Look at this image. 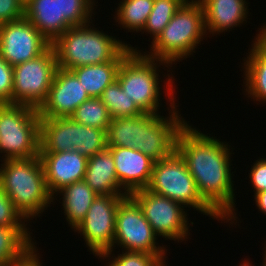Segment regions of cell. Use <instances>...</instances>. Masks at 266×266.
I'll return each instance as SVG.
<instances>
[{
  "mask_svg": "<svg viewBox=\"0 0 266 266\" xmlns=\"http://www.w3.org/2000/svg\"><path fill=\"white\" fill-rule=\"evenodd\" d=\"M187 122L179 131L176 151L186 163L201 198L225 221L237 223L230 145ZM235 213V214H234ZM233 220V221H232Z\"/></svg>",
  "mask_w": 266,
  "mask_h": 266,
  "instance_id": "cell-1",
  "label": "cell"
},
{
  "mask_svg": "<svg viewBox=\"0 0 266 266\" xmlns=\"http://www.w3.org/2000/svg\"><path fill=\"white\" fill-rule=\"evenodd\" d=\"M0 160L3 162L0 166L3 192L27 223L37 215L40 217L55 198L47 188L39 156Z\"/></svg>",
  "mask_w": 266,
  "mask_h": 266,
  "instance_id": "cell-2",
  "label": "cell"
},
{
  "mask_svg": "<svg viewBox=\"0 0 266 266\" xmlns=\"http://www.w3.org/2000/svg\"><path fill=\"white\" fill-rule=\"evenodd\" d=\"M91 24L73 26L51 44L58 68L71 70L113 61L127 47L124 41L97 30Z\"/></svg>",
  "mask_w": 266,
  "mask_h": 266,
  "instance_id": "cell-3",
  "label": "cell"
},
{
  "mask_svg": "<svg viewBox=\"0 0 266 266\" xmlns=\"http://www.w3.org/2000/svg\"><path fill=\"white\" fill-rule=\"evenodd\" d=\"M206 34L202 5L198 0H186L168 25L152 41L147 57L162 60L172 66L195 53ZM148 52V53H147ZM175 62V63H174Z\"/></svg>",
  "mask_w": 266,
  "mask_h": 266,
  "instance_id": "cell-4",
  "label": "cell"
},
{
  "mask_svg": "<svg viewBox=\"0 0 266 266\" xmlns=\"http://www.w3.org/2000/svg\"><path fill=\"white\" fill-rule=\"evenodd\" d=\"M40 120L37 108L0 103V153H3V160L39 156Z\"/></svg>",
  "mask_w": 266,
  "mask_h": 266,
  "instance_id": "cell-5",
  "label": "cell"
},
{
  "mask_svg": "<svg viewBox=\"0 0 266 266\" xmlns=\"http://www.w3.org/2000/svg\"><path fill=\"white\" fill-rule=\"evenodd\" d=\"M153 193L191 207L212 219L224 221L200 196L196 182L181 155L175 150L171 155L154 162L150 183Z\"/></svg>",
  "mask_w": 266,
  "mask_h": 266,
  "instance_id": "cell-6",
  "label": "cell"
},
{
  "mask_svg": "<svg viewBox=\"0 0 266 266\" xmlns=\"http://www.w3.org/2000/svg\"><path fill=\"white\" fill-rule=\"evenodd\" d=\"M156 62V63H155ZM168 68L170 64L147 57L143 52H130L121 62L116 80L122 90L131 98L143 113H161L159 87L160 65ZM159 71V72H158ZM160 104V105H159ZM159 107V108H158Z\"/></svg>",
  "mask_w": 266,
  "mask_h": 266,
  "instance_id": "cell-7",
  "label": "cell"
},
{
  "mask_svg": "<svg viewBox=\"0 0 266 266\" xmlns=\"http://www.w3.org/2000/svg\"><path fill=\"white\" fill-rule=\"evenodd\" d=\"M167 74L165 87L167 99L171 109L168 108L169 116H160L159 113L152 114L141 125L140 143L136 145V149L141 151L146 156L153 159L155 162L167 158L176 150V141L179 131L187 123L181 114L178 113L175 103L174 78ZM171 113V114H170ZM180 114V115H179Z\"/></svg>",
  "mask_w": 266,
  "mask_h": 266,
  "instance_id": "cell-8",
  "label": "cell"
},
{
  "mask_svg": "<svg viewBox=\"0 0 266 266\" xmlns=\"http://www.w3.org/2000/svg\"><path fill=\"white\" fill-rule=\"evenodd\" d=\"M57 68L52 45L36 58L14 66L12 104L38 109L47 98Z\"/></svg>",
  "mask_w": 266,
  "mask_h": 266,
  "instance_id": "cell-9",
  "label": "cell"
},
{
  "mask_svg": "<svg viewBox=\"0 0 266 266\" xmlns=\"http://www.w3.org/2000/svg\"><path fill=\"white\" fill-rule=\"evenodd\" d=\"M126 196L129 194L98 195L85 218L73 229L83 236L88 249L95 257L110 260L114 251L116 213L119 203Z\"/></svg>",
  "mask_w": 266,
  "mask_h": 266,
  "instance_id": "cell-10",
  "label": "cell"
},
{
  "mask_svg": "<svg viewBox=\"0 0 266 266\" xmlns=\"http://www.w3.org/2000/svg\"><path fill=\"white\" fill-rule=\"evenodd\" d=\"M130 196L140 206L146 220L157 236L165 240L186 241L190 235L187 211L179 202L156 194L147 188L139 189Z\"/></svg>",
  "mask_w": 266,
  "mask_h": 266,
  "instance_id": "cell-11",
  "label": "cell"
},
{
  "mask_svg": "<svg viewBox=\"0 0 266 266\" xmlns=\"http://www.w3.org/2000/svg\"><path fill=\"white\" fill-rule=\"evenodd\" d=\"M157 237L137 202L126 196L116 213L114 247L117 244L126 251L166 254L168 249L158 245Z\"/></svg>",
  "mask_w": 266,
  "mask_h": 266,
  "instance_id": "cell-12",
  "label": "cell"
},
{
  "mask_svg": "<svg viewBox=\"0 0 266 266\" xmlns=\"http://www.w3.org/2000/svg\"><path fill=\"white\" fill-rule=\"evenodd\" d=\"M50 45L25 17L0 25V57L12 67L36 58Z\"/></svg>",
  "mask_w": 266,
  "mask_h": 266,
  "instance_id": "cell-13",
  "label": "cell"
},
{
  "mask_svg": "<svg viewBox=\"0 0 266 266\" xmlns=\"http://www.w3.org/2000/svg\"><path fill=\"white\" fill-rule=\"evenodd\" d=\"M89 98L70 70L57 68L47 98L37 109L38 114L40 118L70 117Z\"/></svg>",
  "mask_w": 266,
  "mask_h": 266,
  "instance_id": "cell-14",
  "label": "cell"
},
{
  "mask_svg": "<svg viewBox=\"0 0 266 266\" xmlns=\"http://www.w3.org/2000/svg\"><path fill=\"white\" fill-rule=\"evenodd\" d=\"M46 185L53 196L63 187L84 180L88 158L78 151L39 152Z\"/></svg>",
  "mask_w": 266,
  "mask_h": 266,
  "instance_id": "cell-15",
  "label": "cell"
},
{
  "mask_svg": "<svg viewBox=\"0 0 266 266\" xmlns=\"http://www.w3.org/2000/svg\"><path fill=\"white\" fill-rule=\"evenodd\" d=\"M113 155L120 186L130 195L147 188L153 171L154 160L133 148L107 147Z\"/></svg>",
  "mask_w": 266,
  "mask_h": 266,
  "instance_id": "cell-16",
  "label": "cell"
},
{
  "mask_svg": "<svg viewBox=\"0 0 266 266\" xmlns=\"http://www.w3.org/2000/svg\"><path fill=\"white\" fill-rule=\"evenodd\" d=\"M203 8L206 34L230 31L247 21L246 0H198ZM226 30V31H225Z\"/></svg>",
  "mask_w": 266,
  "mask_h": 266,
  "instance_id": "cell-17",
  "label": "cell"
},
{
  "mask_svg": "<svg viewBox=\"0 0 266 266\" xmlns=\"http://www.w3.org/2000/svg\"><path fill=\"white\" fill-rule=\"evenodd\" d=\"M84 181L97 195L128 194L120 186L108 148L88 158Z\"/></svg>",
  "mask_w": 266,
  "mask_h": 266,
  "instance_id": "cell-18",
  "label": "cell"
},
{
  "mask_svg": "<svg viewBox=\"0 0 266 266\" xmlns=\"http://www.w3.org/2000/svg\"><path fill=\"white\" fill-rule=\"evenodd\" d=\"M130 44L113 60L103 64H94L73 68L70 71L86 89L90 97L99 98L105 88L112 84L117 77V72L122 60L130 52H140Z\"/></svg>",
  "mask_w": 266,
  "mask_h": 266,
  "instance_id": "cell-19",
  "label": "cell"
},
{
  "mask_svg": "<svg viewBox=\"0 0 266 266\" xmlns=\"http://www.w3.org/2000/svg\"><path fill=\"white\" fill-rule=\"evenodd\" d=\"M24 17L52 44L72 26L59 18L57 0H30L24 6Z\"/></svg>",
  "mask_w": 266,
  "mask_h": 266,
  "instance_id": "cell-20",
  "label": "cell"
},
{
  "mask_svg": "<svg viewBox=\"0 0 266 266\" xmlns=\"http://www.w3.org/2000/svg\"><path fill=\"white\" fill-rule=\"evenodd\" d=\"M75 121L71 117L41 118L40 152L73 151Z\"/></svg>",
  "mask_w": 266,
  "mask_h": 266,
  "instance_id": "cell-21",
  "label": "cell"
},
{
  "mask_svg": "<svg viewBox=\"0 0 266 266\" xmlns=\"http://www.w3.org/2000/svg\"><path fill=\"white\" fill-rule=\"evenodd\" d=\"M252 42L242 66L245 76L243 83L246 84L244 92L253 101L266 103V48L259 41Z\"/></svg>",
  "mask_w": 266,
  "mask_h": 266,
  "instance_id": "cell-22",
  "label": "cell"
},
{
  "mask_svg": "<svg viewBox=\"0 0 266 266\" xmlns=\"http://www.w3.org/2000/svg\"><path fill=\"white\" fill-rule=\"evenodd\" d=\"M61 194L64 215L70 228L74 229L85 218L91 204L98 196L84 181H76L57 192Z\"/></svg>",
  "mask_w": 266,
  "mask_h": 266,
  "instance_id": "cell-23",
  "label": "cell"
},
{
  "mask_svg": "<svg viewBox=\"0 0 266 266\" xmlns=\"http://www.w3.org/2000/svg\"><path fill=\"white\" fill-rule=\"evenodd\" d=\"M152 115L143 113L138 116L114 118L107 128V147L136 149L140 143L141 125Z\"/></svg>",
  "mask_w": 266,
  "mask_h": 266,
  "instance_id": "cell-24",
  "label": "cell"
},
{
  "mask_svg": "<svg viewBox=\"0 0 266 266\" xmlns=\"http://www.w3.org/2000/svg\"><path fill=\"white\" fill-rule=\"evenodd\" d=\"M34 245L29 227L0 226V263L16 261Z\"/></svg>",
  "mask_w": 266,
  "mask_h": 266,
  "instance_id": "cell-25",
  "label": "cell"
},
{
  "mask_svg": "<svg viewBox=\"0 0 266 266\" xmlns=\"http://www.w3.org/2000/svg\"><path fill=\"white\" fill-rule=\"evenodd\" d=\"M154 0H122L118 4L115 21L128 32H141L153 9Z\"/></svg>",
  "mask_w": 266,
  "mask_h": 266,
  "instance_id": "cell-26",
  "label": "cell"
},
{
  "mask_svg": "<svg viewBox=\"0 0 266 266\" xmlns=\"http://www.w3.org/2000/svg\"><path fill=\"white\" fill-rule=\"evenodd\" d=\"M99 98L106 105L112 119L143 114L135 102L122 90L117 80L108 85Z\"/></svg>",
  "mask_w": 266,
  "mask_h": 266,
  "instance_id": "cell-27",
  "label": "cell"
},
{
  "mask_svg": "<svg viewBox=\"0 0 266 266\" xmlns=\"http://www.w3.org/2000/svg\"><path fill=\"white\" fill-rule=\"evenodd\" d=\"M70 117L79 124L102 130H107L112 120L106 105L95 97L83 102Z\"/></svg>",
  "mask_w": 266,
  "mask_h": 266,
  "instance_id": "cell-28",
  "label": "cell"
},
{
  "mask_svg": "<svg viewBox=\"0 0 266 266\" xmlns=\"http://www.w3.org/2000/svg\"><path fill=\"white\" fill-rule=\"evenodd\" d=\"M107 130L79 124L75 121L74 151L89 158L107 148Z\"/></svg>",
  "mask_w": 266,
  "mask_h": 266,
  "instance_id": "cell-29",
  "label": "cell"
},
{
  "mask_svg": "<svg viewBox=\"0 0 266 266\" xmlns=\"http://www.w3.org/2000/svg\"><path fill=\"white\" fill-rule=\"evenodd\" d=\"M185 1L186 0H154L153 9L141 33L147 32L154 41Z\"/></svg>",
  "mask_w": 266,
  "mask_h": 266,
  "instance_id": "cell-30",
  "label": "cell"
},
{
  "mask_svg": "<svg viewBox=\"0 0 266 266\" xmlns=\"http://www.w3.org/2000/svg\"><path fill=\"white\" fill-rule=\"evenodd\" d=\"M59 18H64L72 27L93 22L95 0H57Z\"/></svg>",
  "mask_w": 266,
  "mask_h": 266,
  "instance_id": "cell-31",
  "label": "cell"
},
{
  "mask_svg": "<svg viewBox=\"0 0 266 266\" xmlns=\"http://www.w3.org/2000/svg\"><path fill=\"white\" fill-rule=\"evenodd\" d=\"M122 254L111 257L107 266H162L166 263L165 254H148L122 250Z\"/></svg>",
  "mask_w": 266,
  "mask_h": 266,
  "instance_id": "cell-32",
  "label": "cell"
},
{
  "mask_svg": "<svg viewBox=\"0 0 266 266\" xmlns=\"http://www.w3.org/2000/svg\"><path fill=\"white\" fill-rule=\"evenodd\" d=\"M25 221L0 187V226L27 227Z\"/></svg>",
  "mask_w": 266,
  "mask_h": 266,
  "instance_id": "cell-33",
  "label": "cell"
},
{
  "mask_svg": "<svg viewBox=\"0 0 266 266\" xmlns=\"http://www.w3.org/2000/svg\"><path fill=\"white\" fill-rule=\"evenodd\" d=\"M13 67L0 57V103L12 104Z\"/></svg>",
  "mask_w": 266,
  "mask_h": 266,
  "instance_id": "cell-34",
  "label": "cell"
},
{
  "mask_svg": "<svg viewBox=\"0 0 266 266\" xmlns=\"http://www.w3.org/2000/svg\"><path fill=\"white\" fill-rule=\"evenodd\" d=\"M24 17V5L19 0H0V25Z\"/></svg>",
  "mask_w": 266,
  "mask_h": 266,
  "instance_id": "cell-35",
  "label": "cell"
},
{
  "mask_svg": "<svg viewBox=\"0 0 266 266\" xmlns=\"http://www.w3.org/2000/svg\"><path fill=\"white\" fill-rule=\"evenodd\" d=\"M248 173L254 195L266 190V158H259L253 163Z\"/></svg>",
  "mask_w": 266,
  "mask_h": 266,
  "instance_id": "cell-36",
  "label": "cell"
},
{
  "mask_svg": "<svg viewBox=\"0 0 266 266\" xmlns=\"http://www.w3.org/2000/svg\"><path fill=\"white\" fill-rule=\"evenodd\" d=\"M38 249L34 245L30 248L21 258L17 259L10 263V266H42V263L39 260Z\"/></svg>",
  "mask_w": 266,
  "mask_h": 266,
  "instance_id": "cell-37",
  "label": "cell"
},
{
  "mask_svg": "<svg viewBox=\"0 0 266 266\" xmlns=\"http://www.w3.org/2000/svg\"><path fill=\"white\" fill-rule=\"evenodd\" d=\"M253 197L258 210L266 215V190L255 194Z\"/></svg>",
  "mask_w": 266,
  "mask_h": 266,
  "instance_id": "cell-38",
  "label": "cell"
},
{
  "mask_svg": "<svg viewBox=\"0 0 266 266\" xmlns=\"http://www.w3.org/2000/svg\"><path fill=\"white\" fill-rule=\"evenodd\" d=\"M258 30V34H256L255 41H259L266 48V24Z\"/></svg>",
  "mask_w": 266,
  "mask_h": 266,
  "instance_id": "cell-39",
  "label": "cell"
},
{
  "mask_svg": "<svg viewBox=\"0 0 266 266\" xmlns=\"http://www.w3.org/2000/svg\"><path fill=\"white\" fill-rule=\"evenodd\" d=\"M263 265H261V266H264V263H262ZM239 266H254L253 264H251V262L250 261H247V260H243L241 263H240V265Z\"/></svg>",
  "mask_w": 266,
  "mask_h": 266,
  "instance_id": "cell-40",
  "label": "cell"
},
{
  "mask_svg": "<svg viewBox=\"0 0 266 266\" xmlns=\"http://www.w3.org/2000/svg\"><path fill=\"white\" fill-rule=\"evenodd\" d=\"M265 243H266V242H265ZM264 248H265V251H264L265 253L263 254V255H264L263 258H264V257H265V258L263 259V263H264V266H266V247H264Z\"/></svg>",
  "mask_w": 266,
  "mask_h": 266,
  "instance_id": "cell-41",
  "label": "cell"
},
{
  "mask_svg": "<svg viewBox=\"0 0 266 266\" xmlns=\"http://www.w3.org/2000/svg\"><path fill=\"white\" fill-rule=\"evenodd\" d=\"M24 6L30 1V0H19Z\"/></svg>",
  "mask_w": 266,
  "mask_h": 266,
  "instance_id": "cell-42",
  "label": "cell"
},
{
  "mask_svg": "<svg viewBox=\"0 0 266 266\" xmlns=\"http://www.w3.org/2000/svg\"><path fill=\"white\" fill-rule=\"evenodd\" d=\"M0 266H10V263L9 264L0 263Z\"/></svg>",
  "mask_w": 266,
  "mask_h": 266,
  "instance_id": "cell-43",
  "label": "cell"
}]
</instances>
